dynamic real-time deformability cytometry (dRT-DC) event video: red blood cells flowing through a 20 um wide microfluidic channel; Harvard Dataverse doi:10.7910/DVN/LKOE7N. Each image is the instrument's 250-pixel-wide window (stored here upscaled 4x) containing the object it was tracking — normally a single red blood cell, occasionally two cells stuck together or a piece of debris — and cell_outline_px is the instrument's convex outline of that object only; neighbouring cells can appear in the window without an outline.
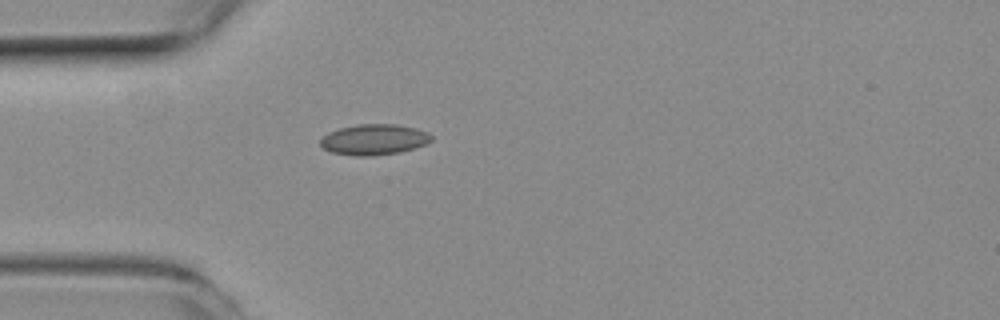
{"species": "common noctule bat (a hibernating species)", "species_latin": "Nyctalus noctula", "temperature_condition": "room temperature", "stored_images_in_passage": 14, "camera_frame_rate_fps": 3000, "um_per_image_px": 0.085, "animal": {"sex": "female", "body_mass_g": 19.3, "forearm_length_mm": 54.1}, "frame": {"image": 1, "passage_image": 1, "time_ms": 0.0, "image_size_px": [1000, 320], "cell_outline_px": [[432, 140], [424, 144], [400, 152], [372, 156], [356, 156], [332, 152], [324, 148], [320, 144], [320, 140], [328, 132], [340, 128], [356, 124], [396, 124], [416, 128], [428, 132], [432, 136]], "centroid_in_image_um": [31.79, 11.85], "position_along_channel_um": 53.2, "area_um2": 19.77}}
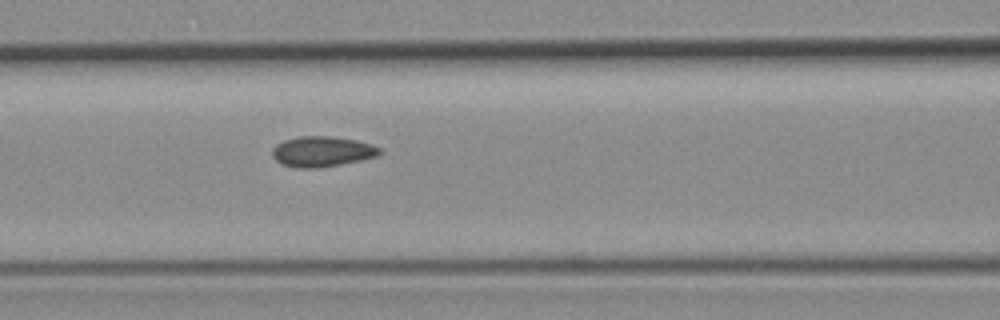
{"frame": {"image": 2, "passage_image": 8, "time_ms": 2.333, "image_size_px": [1000, 320], "cell_outline_px": [[384, 152], [376, 156], [360, 160], [320, 168], [296, 168], [280, 164], [272, 156], [272, 148], [276, 144], [284, 140], [300, 136], [332, 136], [356, 140], [372, 144], [380, 148]], "centroid_in_image_um": [27.36, 12.88], "position_along_channel_um": 139.2, "area_um2": 19.19}}
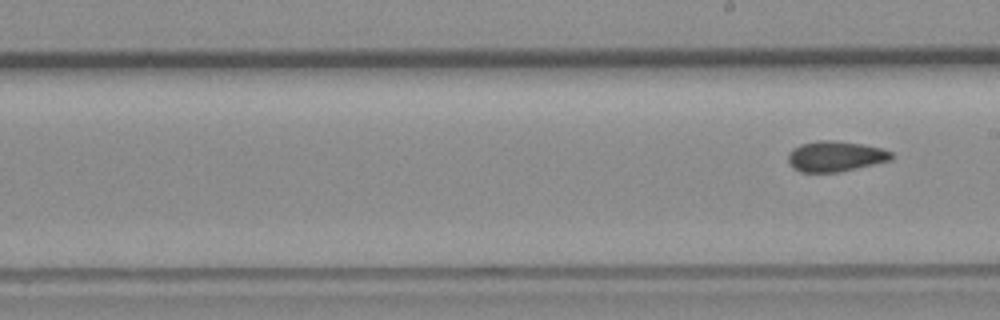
{"frame": {"image": 3, "passage_image": 14, "time_ms": 4.333, "image_size_px": [1000, 320], "cell_outline_px": [[892, 160], [840, 172], [800, 172], [792, 168], [788, 164], [788, 152], [792, 148], [800, 144], [816, 140], [832, 140], [860, 144], [880, 148], [892, 152]], "centroid_in_image_um": [70.95, 13.29], "position_along_channel_um": 218.0, "area_um2": 18.5}}